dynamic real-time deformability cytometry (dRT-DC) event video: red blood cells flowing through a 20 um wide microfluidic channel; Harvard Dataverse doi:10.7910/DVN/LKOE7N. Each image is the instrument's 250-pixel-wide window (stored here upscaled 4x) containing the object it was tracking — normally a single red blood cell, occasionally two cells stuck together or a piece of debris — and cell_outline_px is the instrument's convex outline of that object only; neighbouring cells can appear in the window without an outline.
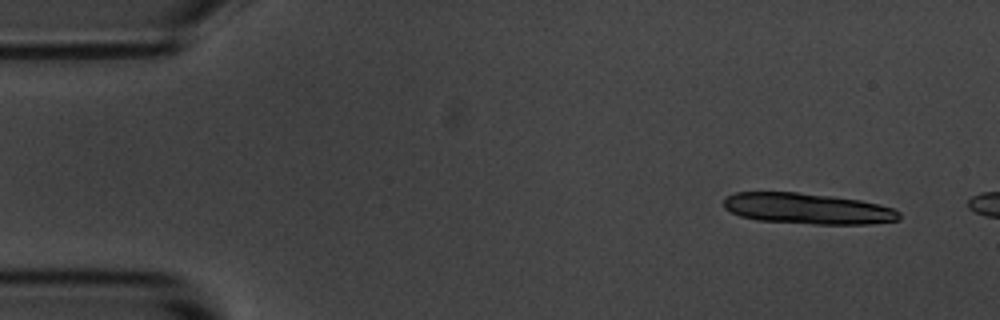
{"species": "common noctule bat (a hibernating species)", "species_latin": "Nyctalus noctula", "temperature_condition": "room temperature", "stored_images_in_passage": 3, "camera_frame_rate_fps": 3000, "um_per_image_px": 0.085, "animal": {"sex": "male", "body_mass_g": 20.1, "forearm_length_mm": 53.5}, "frame": {"image": 1, "passage_image": 1, "time_ms": 0.0, "image_size_px": [1000, 320], "cell_outline_px": [[900, 220], [868, 224], [816, 224], [756, 220], [740, 216], [724, 208], [724, 200], [728, 196], [736, 192], [796, 192], [832, 196], [860, 200], [880, 204], [892, 208], [900, 212]], "centroid_in_image_um": [68.66, 17.73], "position_along_channel_um": 16.3, "area_um2": 31.56}}